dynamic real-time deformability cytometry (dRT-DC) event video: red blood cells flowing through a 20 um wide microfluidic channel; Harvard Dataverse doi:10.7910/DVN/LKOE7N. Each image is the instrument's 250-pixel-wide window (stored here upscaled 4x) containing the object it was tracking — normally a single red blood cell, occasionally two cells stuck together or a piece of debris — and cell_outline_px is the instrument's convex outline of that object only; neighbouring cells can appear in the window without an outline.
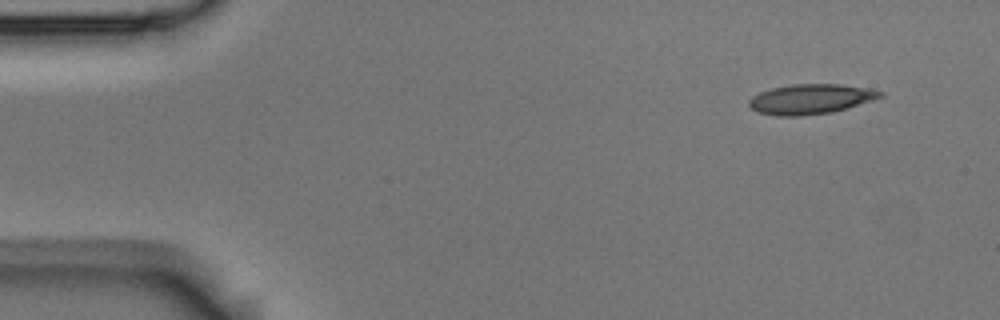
{"species": "Egyptian fruit bat (a non-hibernating species)", "species_latin": "Rousettus aegyptiacus", "temperature_condition": "room temperature", "stored_images_in_passage": 4, "camera_frame_rate_fps": 3000, "um_per_image_px": 0.085, "animal": {"sex": "male"}, "frame": {"image": 1, "passage_image": 1, "time_ms": 0.0, "image_size_px": [1000, 320], "cell_outline_px": [[884, 96], [872, 100], [832, 112], [800, 116], [776, 116], [756, 112], [748, 104], [748, 100], [752, 96], [760, 92], [772, 88], [792, 84], [840, 84], [868, 88], [884, 92]], "centroid_in_image_um": [68.87, 8.42], "position_along_channel_um": 16.1, "area_um2": 22.89}}
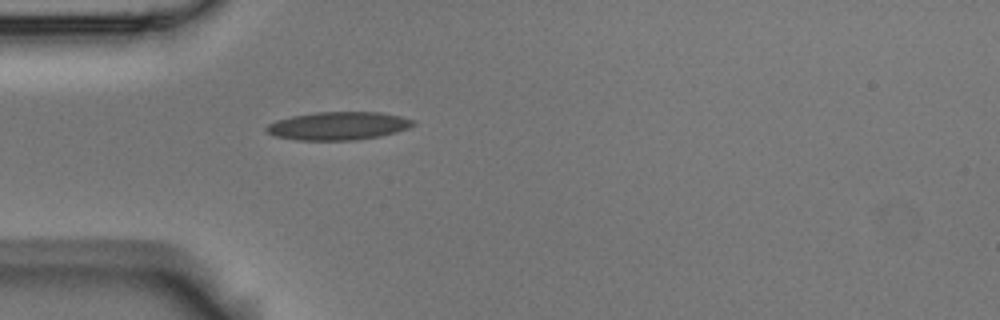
{"frame": {"image": 2, "passage_image": 4, "time_ms": 1.0, "image_size_px": [1000, 320], "cell_outline_px": [[416, 124], [408, 128], [396, 132], [380, 136], [356, 140], [296, 140], [276, 136], [268, 132], [264, 128], [268, 124], [276, 120], [292, 116], [316, 112], [380, 112], [400, 116], [416, 120]], "centroid_in_image_um": [28.77, 10.7], "position_along_channel_um": 56.2, "area_um2": 24.1}}